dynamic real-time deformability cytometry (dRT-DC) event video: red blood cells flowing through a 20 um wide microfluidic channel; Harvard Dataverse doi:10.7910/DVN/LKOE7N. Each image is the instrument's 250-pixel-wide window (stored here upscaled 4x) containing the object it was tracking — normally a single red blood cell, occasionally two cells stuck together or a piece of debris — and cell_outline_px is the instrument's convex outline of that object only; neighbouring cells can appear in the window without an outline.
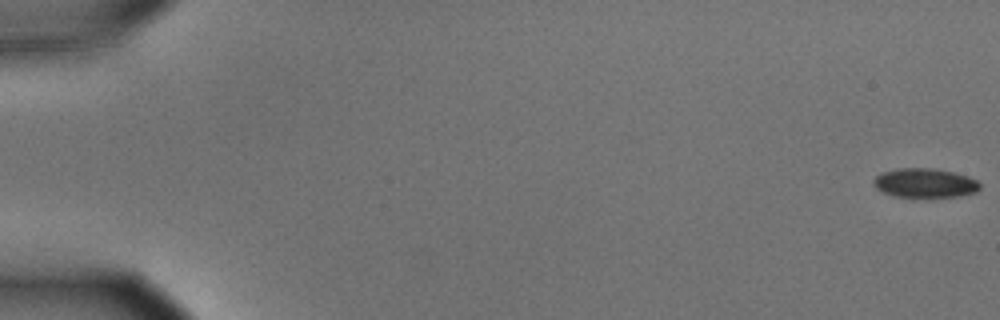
{"species": "common noctule bat (a hibernating species)", "species_latin": "Nyctalus noctula", "temperature_condition": "cold", "stored_images_in_passage": 21, "camera_frame_rate_fps": 3000, "um_per_image_px": 0.085, "animal": {"sex": "male", "body_mass_g": 15.6}, "frame": {"image": 1, "passage_image": 1, "time_ms": 0.0, "image_size_px": [1000, 320], "cell_outline_px": [[980, 188], [976, 192], [960, 196], [896, 196], [884, 192], [876, 188], [872, 184], [872, 180], [880, 172], [900, 168], [936, 168], [968, 176], [976, 180], [980, 184]], "centroid_in_image_um": [78.6, 15.53], "position_along_channel_um": 6.4, "area_um2": 17.98}}
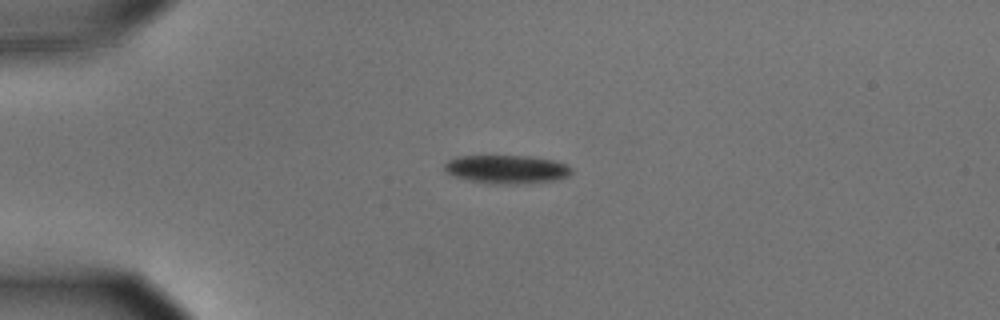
{"frame": {"image": 2, "passage_image": 15, "time_ms": 4.667, "image_size_px": [1000, 320], "cell_outline_px": [[572, 172], [568, 176], [552, 180], [516, 184], [492, 184], [468, 180], [452, 176], [444, 168], [444, 164], [448, 160], [456, 156], [532, 156], [556, 160], [572, 168]], "centroid_in_image_um": [43.04, 14.38], "position_along_channel_um": 42.0, "area_um2": 21.1}}
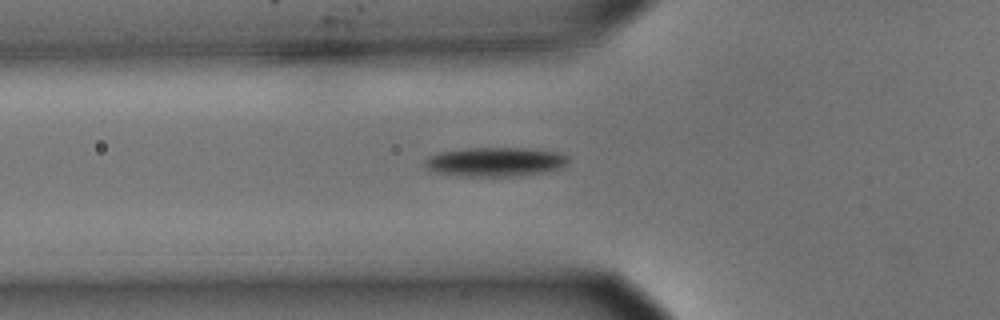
{"frame": {"image": 3, "passage_image": 21, "time_ms": 6.667, "image_size_px": [1000, 320], "cell_outline_px": [[568, 160], [560, 168], [544, 172], [520, 176], [456, 176], [428, 172], [424, 164], [424, 160], [428, 156], [440, 152], [464, 148], [524, 148], [560, 152], [568, 156]], "centroid_in_image_um": [42.02, 13.76], "position_along_channel_um": 83.8, "area_um2": 24.74}}